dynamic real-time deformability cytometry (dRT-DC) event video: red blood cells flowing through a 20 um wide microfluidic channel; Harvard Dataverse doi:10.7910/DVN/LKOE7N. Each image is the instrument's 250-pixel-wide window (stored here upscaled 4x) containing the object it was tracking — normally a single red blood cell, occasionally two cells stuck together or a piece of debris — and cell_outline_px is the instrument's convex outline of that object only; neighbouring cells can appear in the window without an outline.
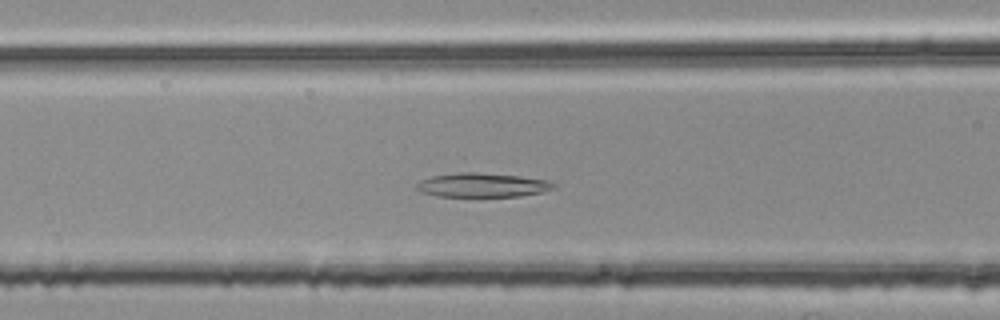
{"species": "common noctule bat (a hibernating species)", "species_latin": "Nyctalus noctula", "temperature_condition": "room temperature", "stored_images_in_passage": 40, "camera_frame_rate_fps": 3000, "um_per_image_px": 0.085, "animal": {"sex": "female", "body_mass_g": 25.1}, "frame": {"image": 1, "passage_image": 10, "time_ms": 3.0, "image_size_px": [1000, 320], "cell_outline_px": [[556, 184], [552, 188], [540, 192], [520, 196], [436, 196], [420, 192], [416, 188], [416, 184], [420, 180], [432, 176], [456, 172], [476, 172], [520, 176], [548, 180]], "centroid_in_image_um": [40.94, 15.72], "position_along_channel_um": 125.7, "area_um2": 19.19}}
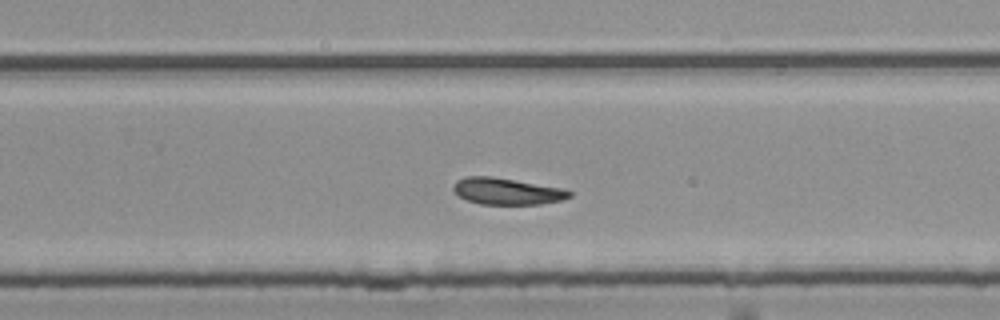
{"frame": {"image": 2, "passage_image": 23, "time_ms": 7.333, "image_size_px": [1000, 320], "cell_outline_px": [[572, 196], [560, 200], [540, 204], [480, 204], [468, 200], [460, 196], [452, 188], [456, 180], [464, 176], [492, 176], [564, 188], [572, 192]], "centroid_in_image_um": [43.09, 16.24], "position_along_channel_um": 286.7, "area_um2": 17.98}}
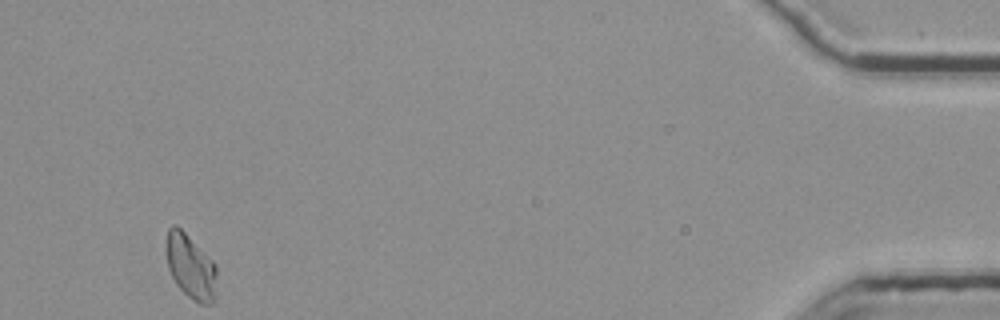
{"frame": {"image": 3, "passage_image": 40, "time_ms": 13.0, "image_size_px": [1000, 320], "cell_outline_px": [[216, 300], [212, 304], [200, 304], [192, 300], [176, 284], [168, 268], [164, 252], [164, 248], [168, 228], [172, 224], [176, 224], [216, 264]], "centroid_in_image_um": [16.18, 22.67], "position_along_channel_um": 419.0, "area_um2": 19.36}}